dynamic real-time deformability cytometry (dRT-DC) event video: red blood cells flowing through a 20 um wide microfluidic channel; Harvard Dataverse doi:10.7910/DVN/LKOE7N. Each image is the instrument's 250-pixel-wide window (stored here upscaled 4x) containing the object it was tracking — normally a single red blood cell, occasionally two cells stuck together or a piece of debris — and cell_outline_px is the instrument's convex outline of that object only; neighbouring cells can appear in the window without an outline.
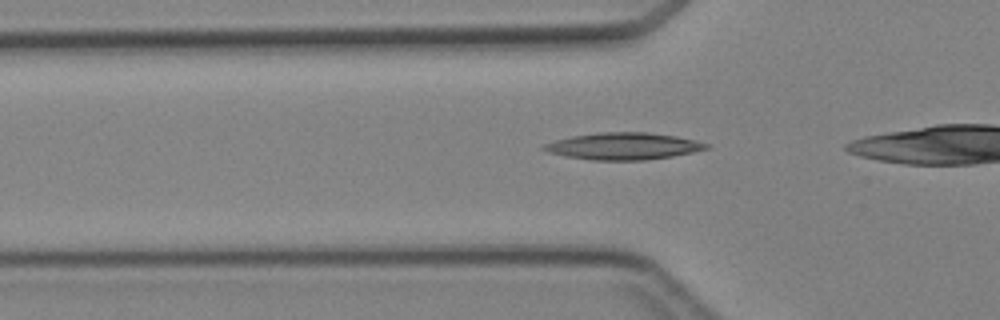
{"species": "Egyptian fruit bat (a non-hibernating species)", "species_latin": "Rousettus aegyptiacus", "temperature_condition": "cold", "stored_images_in_passage": 27, "camera_frame_rate_fps": 3000, "um_per_image_px": 0.085, "animal": {"sex": "female"}, "frame": {"image": 1, "passage_image": 5, "time_ms": 1.333, "image_size_px": [1000, 320], "cell_outline_px": [[712, 148], [672, 156], [644, 160], [592, 160], [568, 156], [548, 152], [540, 148], [544, 144], [556, 140], [572, 136], [596, 132], [648, 132], [676, 136], [712, 144]], "centroid_in_image_um": [53.03, 12.41], "position_along_channel_um": 72.8, "area_um2": 25.49}}
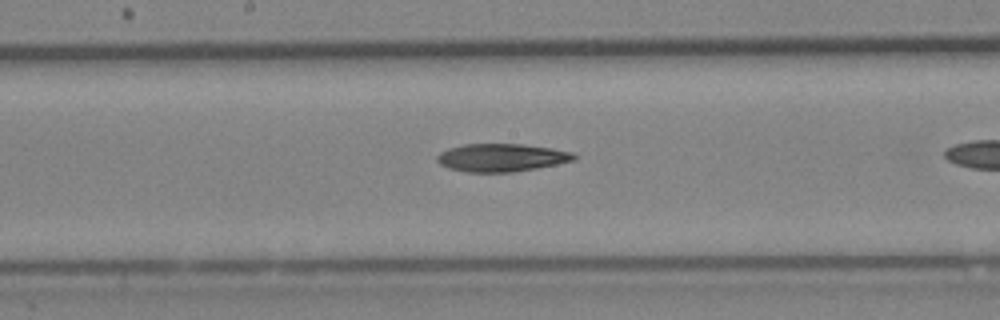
{"frame": {"image": 2, "passage_image": 14, "time_ms": 4.333, "image_size_px": [1000, 320], "cell_outline_px": [[576, 160], [536, 168], [512, 172], [468, 172], [448, 168], [440, 164], [436, 160], [436, 156], [440, 152], [448, 148], [464, 144], [520, 144], [552, 148], [572, 152], [576, 156]], "centroid_in_image_um": [42.6, 13.39], "position_along_channel_um": 205.6, "area_um2": 22.25}}
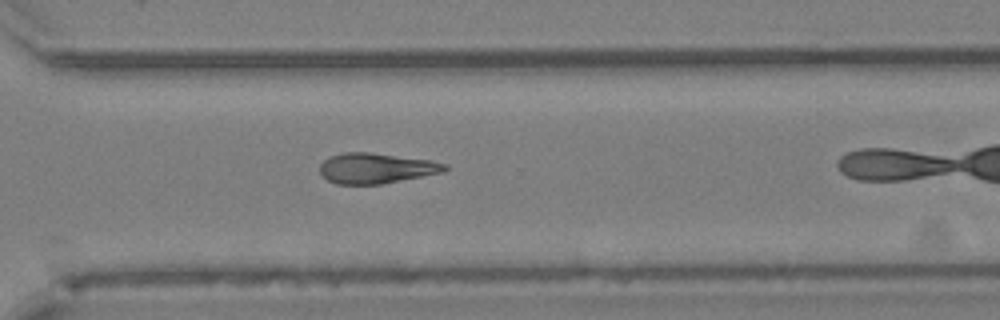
{"frame": {"image": 3, "passage_image": 23, "time_ms": 7.333, "image_size_px": [1000, 320], "cell_outline_px": [[448, 168], [444, 172], [380, 184], [336, 184], [328, 180], [320, 172], [320, 164], [324, 160], [332, 156], [344, 152], [368, 152], [432, 160], [448, 164]], "centroid_in_image_um": [32.0, 14.29], "position_along_channel_um": 338.6, "area_um2": 22.02}}